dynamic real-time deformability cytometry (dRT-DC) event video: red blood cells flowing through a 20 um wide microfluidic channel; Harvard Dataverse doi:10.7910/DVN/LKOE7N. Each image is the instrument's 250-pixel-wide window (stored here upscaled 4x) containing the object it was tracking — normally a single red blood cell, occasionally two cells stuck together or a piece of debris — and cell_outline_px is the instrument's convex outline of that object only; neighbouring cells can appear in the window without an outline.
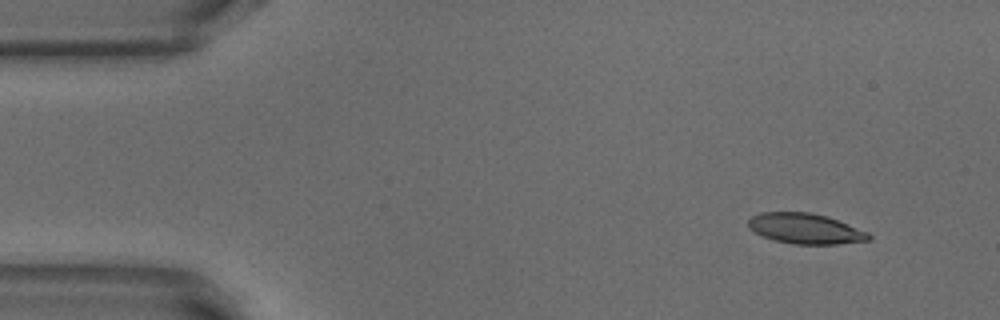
{"species": "common noctule bat (a hibernating species)", "species_latin": "Nyctalus noctula", "temperature_condition": "warm", "stored_images_in_passage": 48, "camera_frame_rate_fps": 3000, "um_per_image_px": 0.085, "animal": {"sex": "male", "body_mass_g": 18.8}, "frame": {"image": 1, "passage_image": 1, "time_ms": 0.0, "image_size_px": [1000, 320], "cell_outline_px": [[872, 240], [836, 244], [792, 244], [776, 240], [764, 236], [748, 228], [748, 220], [752, 216], [760, 212], [812, 212], [836, 220], [868, 232], [872, 236]], "centroid_in_image_um": [68.45, 19.43], "position_along_channel_um": 16.5, "area_um2": 21.15}}
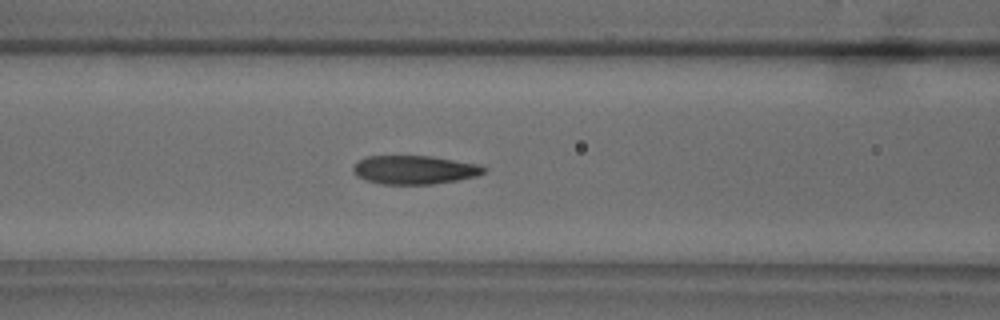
{"frame": {"image": 2, "passage_image": 17, "time_ms": 5.333, "image_size_px": [1000, 320], "cell_outline_px": [[488, 168], [484, 172], [476, 176], [456, 180], [432, 184], [380, 184], [364, 180], [356, 176], [352, 172], [352, 164], [356, 160], [368, 156], [432, 156], [480, 164]], "centroid_in_image_um": [35.18, 14.43], "position_along_channel_um": 131.4, "area_um2": 22.14}}
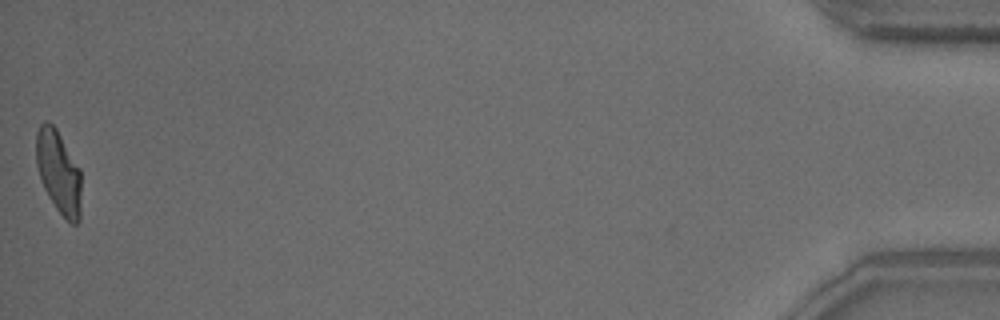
{"frame": {"image": 3, "passage_image": 48, "time_ms": 15.667, "image_size_px": [1000, 320], "cell_outline_px": [[80, 220], [76, 224], [72, 224], [56, 208], [48, 196], [44, 188], [36, 164], [36, 132], [40, 124], [44, 120], [48, 120], [56, 128], [80, 168]], "centroid_in_image_um": [4.97, 14.58], "position_along_channel_um": 430.2, "area_um2": 21.73}, "authors_computed_cell_mechanics": {"area_um2": 22.4264, "velocity_mm_per_s": 3.8564, "shape_relaxation_time_tau1_ms": 4.2748, "shape_relaxation_time_tau2_ms": 1.2976, "deformation_change_tau1": 0.1731, "deformation_change_tau2": 0.0697}}